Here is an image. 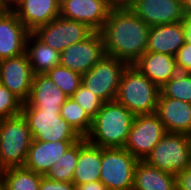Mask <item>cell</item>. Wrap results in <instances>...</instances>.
I'll return each instance as SVG.
<instances>
[{"label":"cell","instance_id":"ac0fdd59","mask_svg":"<svg viewBox=\"0 0 191 190\" xmlns=\"http://www.w3.org/2000/svg\"><path fill=\"white\" fill-rule=\"evenodd\" d=\"M75 142L77 141L44 142L33 140L24 167L35 173L45 175L51 166Z\"/></svg>","mask_w":191,"mask_h":190},{"label":"cell","instance_id":"9c48e42d","mask_svg":"<svg viewBox=\"0 0 191 190\" xmlns=\"http://www.w3.org/2000/svg\"><path fill=\"white\" fill-rule=\"evenodd\" d=\"M167 133L156 113L135 115L125 146L138 160H144Z\"/></svg>","mask_w":191,"mask_h":190},{"label":"cell","instance_id":"484cf974","mask_svg":"<svg viewBox=\"0 0 191 190\" xmlns=\"http://www.w3.org/2000/svg\"><path fill=\"white\" fill-rule=\"evenodd\" d=\"M79 154V141L73 143L44 175L53 181L72 182Z\"/></svg>","mask_w":191,"mask_h":190},{"label":"cell","instance_id":"f1b7e54d","mask_svg":"<svg viewBox=\"0 0 191 190\" xmlns=\"http://www.w3.org/2000/svg\"><path fill=\"white\" fill-rule=\"evenodd\" d=\"M46 75L69 97L82 84L81 74L60 64L49 70Z\"/></svg>","mask_w":191,"mask_h":190},{"label":"cell","instance_id":"7402d4cb","mask_svg":"<svg viewBox=\"0 0 191 190\" xmlns=\"http://www.w3.org/2000/svg\"><path fill=\"white\" fill-rule=\"evenodd\" d=\"M102 147L89 143L86 138L79 140V154L72 183L82 185L100 181Z\"/></svg>","mask_w":191,"mask_h":190},{"label":"cell","instance_id":"d590c367","mask_svg":"<svg viewBox=\"0 0 191 190\" xmlns=\"http://www.w3.org/2000/svg\"><path fill=\"white\" fill-rule=\"evenodd\" d=\"M76 190H108L101 181L77 185Z\"/></svg>","mask_w":191,"mask_h":190},{"label":"cell","instance_id":"74e56055","mask_svg":"<svg viewBox=\"0 0 191 190\" xmlns=\"http://www.w3.org/2000/svg\"><path fill=\"white\" fill-rule=\"evenodd\" d=\"M184 27H185V41L191 43V17H185Z\"/></svg>","mask_w":191,"mask_h":190},{"label":"cell","instance_id":"4fadbf2b","mask_svg":"<svg viewBox=\"0 0 191 190\" xmlns=\"http://www.w3.org/2000/svg\"><path fill=\"white\" fill-rule=\"evenodd\" d=\"M111 9L104 0H64L60 3V16L82 22L100 32Z\"/></svg>","mask_w":191,"mask_h":190},{"label":"cell","instance_id":"ffe728a7","mask_svg":"<svg viewBox=\"0 0 191 190\" xmlns=\"http://www.w3.org/2000/svg\"><path fill=\"white\" fill-rule=\"evenodd\" d=\"M13 12L33 32L60 16V3L57 0H23Z\"/></svg>","mask_w":191,"mask_h":190},{"label":"cell","instance_id":"30bf717a","mask_svg":"<svg viewBox=\"0 0 191 190\" xmlns=\"http://www.w3.org/2000/svg\"><path fill=\"white\" fill-rule=\"evenodd\" d=\"M94 30L88 25L58 16L48 24L41 25L32 33L43 43L58 52L89 37Z\"/></svg>","mask_w":191,"mask_h":190},{"label":"cell","instance_id":"5bb4252c","mask_svg":"<svg viewBox=\"0 0 191 190\" xmlns=\"http://www.w3.org/2000/svg\"><path fill=\"white\" fill-rule=\"evenodd\" d=\"M131 10L150 27L185 20L182 0H135Z\"/></svg>","mask_w":191,"mask_h":190},{"label":"cell","instance_id":"52a82bcc","mask_svg":"<svg viewBox=\"0 0 191 190\" xmlns=\"http://www.w3.org/2000/svg\"><path fill=\"white\" fill-rule=\"evenodd\" d=\"M138 161L124 148H102L100 181L108 190H132Z\"/></svg>","mask_w":191,"mask_h":190},{"label":"cell","instance_id":"60d3db41","mask_svg":"<svg viewBox=\"0 0 191 190\" xmlns=\"http://www.w3.org/2000/svg\"><path fill=\"white\" fill-rule=\"evenodd\" d=\"M187 136H188L189 146H190V151H191V132H189V133L187 134Z\"/></svg>","mask_w":191,"mask_h":190},{"label":"cell","instance_id":"e0dca14e","mask_svg":"<svg viewBox=\"0 0 191 190\" xmlns=\"http://www.w3.org/2000/svg\"><path fill=\"white\" fill-rule=\"evenodd\" d=\"M156 114L167 132H191V103L159 94Z\"/></svg>","mask_w":191,"mask_h":190},{"label":"cell","instance_id":"d6a6232c","mask_svg":"<svg viewBox=\"0 0 191 190\" xmlns=\"http://www.w3.org/2000/svg\"><path fill=\"white\" fill-rule=\"evenodd\" d=\"M39 190H76V186L72 182L53 181L43 176Z\"/></svg>","mask_w":191,"mask_h":190},{"label":"cell","instance_id":"ba28073f","mask_svg":"<svg viewBox=\"0 0 191 190\" xmlns=\"http://www.w3.org/2000/svg\"><path fill=\"white\" fill-rule=\"evenodd\" d=\"M128 64L115 57L104 55L87 73L82 75V84L104 103L113 101Z\"/></svg>","mask_w":191,"mask_h":190},{"label":"cell","instance_id":"83f0119b","mask_svg":"<svg viewBox=\"0 0 191 190\" xmlns=\"http://www.w3.org/2000/svg\"><path fill=\"white\" fill-rule=\"evenodd\" d=\"M160 93L169 98L191 103V75L189 72L178 71L160 88Z\"/></svg>","mask_w":191,"mask_h":190},{"label":"cell","instance_id":"277c9868","mask_svg":"<svg viewBox=\"0 0 191 190\" xmlns=\"http://www.w3.org/2000/svg\"><path fill=\"white\" fill-rule=\"evenodd\" d=\"M33 141L22 113L0 120V160L4 169L23 167Z\"/></svg>","mask_w":191,"mask_h":190},{"label":"cell","instance_id":"7a4b0ae2","mask_svg":"<svg viewBox=\"0 0 191 190\" xmlns=\"http://www.w3.org/2000/svg\"><path fill=\"white\" fill-rule=\"evenodd\" d=\"M135 115L116 100L103 103L86 140L102 148H123Z\"/></svg>","mask_w":191,"mask_h":190},{"label":"cell","instance_id":"f35d334b","mask_svg":"<svg viewBox=\"0 0 191 190\" xmlns=\"http://www.w3.org/2000/svg\"><path fill=\"white\" fill-rule=\"evenodd\" d=\"M185 17H191V0H182Z\"/></svg>","mask_w":191,"mask_h":190},{"label":"cell","instance_id":"f546056e","mask_svg":"<svg viewBox=\"0 0 191 190\" xmlns=\"http://www.w3.org/2000/svg\"><path fill=\"white\" fill-rule=\"evenodd\" d=\"M71 98L76 101L88 116L93 119L103 105V101L90 91L84 84L74 92Z\"/></svg>","mask_w":191,"mask_h":190},{"label":"cell","instance_id":"7c38bea8","mask_svg":"<svg viewBox=\"0 0 191 190\" xmlns=\"http://www.w3.org/2000/svg\"><path fill=\"white\" fill-rule=\"evenodd\" d=\"M33 72L26 54L0 60V82L25 103L31 92Z\"/></svg>","mask_w":191,"mask_h":190},{"label":"cell","instance_id":"8fae6325","mask_svg":"<svg viewBox=\"0 0 191 190\" xmlns=\"http://www.w3.org/2000/svg\"><path fill=\"white\" fill-rule=\"evenodd\" d=\"M105 55L101 32L94 31L86 39L61 52L60 65L81 75L87 73Z\"/></svg>","mask_w":191,"mask_h":190},{"label":"cell","instance_id":"4dcf8cb0","mask_svg":"<svg viewBox=\"0 0 191 190\" xmlns=\"http://www.w3.org/2000/svg\"><path fill=\"white\" fill-rule=\"evenodd\" d=\"M23 102L0 82V120L21 113Z\"/></svg>","mask_w":191,"mask_h":190},{"label":"cell","instance_id":"3957f363","mask_svg":"<svg viewBox=\"0 0 191 190\" xmlns=\"http://www.w3.org/2000/svg\"><path fill=\"white\" fill-rule=\"evenodd\" d=\"M160 88L150 81L135 65L124 70L115 100L134 115L157 111Z\"/></svg>","mask_w":191,"mask_h":190},{"label":"cell","instance_id":"4316f807","mask_svg":"<svg viewBox=\"0 0 191 190\" xmlns=\"http://www.w3.org/2000/svg\"><path fill=\"white\" fill-rule=\"evenodd\" d=\"M60 116L65 119L82 138H85L91 130L92 119L71 97L61 106Z\"/></svg>","mask_w":191,"mask_h":190},{"label":"cell","instance_id":"cb8c5ba5","mask_svg":"<svg viewBox=\"0 0 191 190\" xmlns=\"http://www.w3.org/2000/svg\"><path fill=\"white\" fill-rule=\"evenodd\" d=\"M132 190H176L175 175L139 160L134 170Z\"/></svg>","mask_w":191,"mask_h":190},{"label":"cell","instance_id":"6da1fadb","mask_svg":"<svg viewBox=\"0 0 191 190\" xmlns=\"http://www.w3.org/2000/svg\"><path fill=\"white\" fill-rule=\"evenodd\" d=\"M149 30L131 9L111 10L100 31L105 55L134 65L147 51Z\"/></svg>","mask_w":191,"mask_h":190},{"label":"cell","instance_id":"e575fe53","mask_svg":"<svg viewBox=\"0 0 191 190\" xmlns=\"http://www.w3.org/2000/svg\"><path fill=\"white\" fill-rule=\"evenodd\" d=\"M111 10L131 9L135 0H104Z\"/></svg>","mask_w":191,"mask_h":190},{"label":"cell","instance_id":"2e32d148","mask_svg":"<svg viewBox=\"0 0 191 190\" xmlns=\"http://www.w3.org/2000/svg\"><path fill=\"white\" fill-rule=\"evenodd\" d=\"M69 98L46 74L33 76L31 92L22 108L60 110Z\"/></svg>","mask_w":191,"mask_h":190},{"label":"cell","instance_id":"1f68e13d","mask_svg":"<svg viewBox=\"0 0 191 190\" xmlns=\"http://www.w3.org/2000/svg\"><path fill=\"white\" fill-rule=\"evenodd\" d=\"M176 67L178 71H191V43L184 42V45L178 50L176 56Z\"/></svg>","mask_w":191,"mask_h":190},{"label":"cell","instance_id":"8992f818","mask_svg":"<svg viewBox=\"0 0 191 190\" xmlns=\"http://www.w3.org/2000/svg\"><path fill=\"white\" fill-rule=\"evenodd\" d=\"M21 113L28 123L33 140L79 141L82 137L60 116V110L22 108Z\"/></svg>","mask_w":191,"mask_h":190},{"label":"cell","instance_id":"44dd1931","mask_svg":"<svg viewBox=\"0 0 191 190\" xmlns=\"http://www.w3.org/2000/svg\"><path fill=\"white\" fill-rule=\"evenodd\" d=\"M134 65L159 88L178 72L175 56L163 53L146 51Z\"/></svg>","mask_w":191,"mask_h":190},{"label":"cell","instance_id":"9a60e30c","mask_svg":"<svg viewBox=\"0 0 191 190\" xmlns=\"http://www.w3.org/2000/svg\"><path fill=\"white\" fill-rule=\"evenodd\" d=\"M30 31L13 11H0V60L25 53Z\"/></svg>","mask_w":191,"mask_h":190},{"label":"cell","instance_id":"b9f144b4","mask_svg":"<svg viewBox=\"0 0 191 190\" xmlns=\"http://www.w3.org/2000/svg\"><path fill=\"white\" fill-rule=\"evenodd\" d=\"M0 190H5L4 186L0 183Z\"/></svg>","mask_w":191,"mask_h":190},{"label":"cell","instance_id":"5b68a950","mask_svg":"<svg viewBox=\"0 0 191 190\" xmlns=\"http://www.w3.org/2000/svg\"><path fill=\"white\" fill-rule=\"evenodd\" d=\"M143 161L174 175L191 167V151L187 134L167 132Z\"/></svg>","mask_w":191,"mask_h":190},{"label":"cell","instance_id":"8d00e7d4","mask_svg":"<svg viewBox=\"0 0 191 190\" xmlns=\"http://www.w3.org/2000/svg\"><path fill=\"white\" fill-rule=\"evenodd\" d=\"M23 0H0L2 11H14Z\"/></svg>","mask_w":191,"mask_h":190},{"label":"cell","instance_id":"d6986e66","mask_svg":"<svg viewBox=\"0 0 191 190\" xmlns=\"http://www.w3.org/2000/svg\"><path fill=\"white\" fill-rule=\"evenodd\" d=\"M185 42L184 21L151 26L147 51L176 56Z\"/></svg>","mask_w":191,"mask_h":190},{"label":"cell","instance_id":"603a6c76","mask_svg":"<svg viewBox=\"0 0 191 190\" xmlns=\"http://www.w3.org/2000/svg\"><path fill=\"white\" fill-rule=\"evenodd\" d=\"M25 54L33 75L46 74L60 64L61 53L43 43L32 32L27 36Z\"/></svg>","mask_w":191,"mask_h":190},{"label":"cell","instance_id":"d4e9b609","mask_svg":"<svg viewBox=\"0 0 191 190\" xmlns=\"http://www.w3.org/2000/svg\"><path fill=\"white\" fill-rule=\"evenodd\" d=\"M44 175L27 168H7L0 177V183L5 190H39Z\"/></svg>","mask_w":191,"mask_h":190},{"label":"cell","instance_id":"836d02e7","mask_svg":"<svg viewBox=\"0 0 191 190\" xmlns=\"http://www.w3.org/2000/svg\"><path fill=\"white\" fill-rule=\"evenodd\" d=\"M176 190H191V167L175 174Z\"/></svg>","mask_w":191,"mask_h":190},{"label":"cell","instance_id":"ab89813d","mask_svg":"<svg viewBox=\"0 0 191 190\" xmlns=\"http://www.w3.org/2000/svg\"><path fill=\"white\" fill-rule=\"evenodd\" d=\"M5 171V169L2 166L1 160H0V177L2 176V173Z\"/></svg>","mask_w":191,"mask_h":190}]
</instances>
